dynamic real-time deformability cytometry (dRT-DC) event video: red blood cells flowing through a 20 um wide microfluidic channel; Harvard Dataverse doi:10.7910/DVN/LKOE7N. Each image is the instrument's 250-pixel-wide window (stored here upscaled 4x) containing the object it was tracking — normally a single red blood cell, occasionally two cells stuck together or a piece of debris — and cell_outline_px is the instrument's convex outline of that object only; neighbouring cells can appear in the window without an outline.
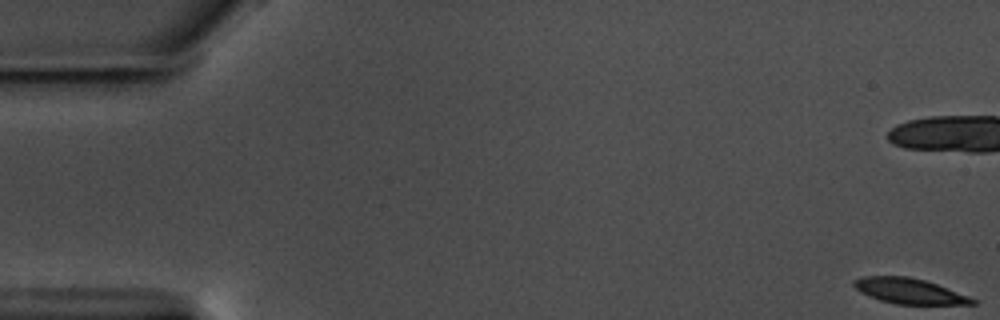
{"species": "common noctule bat (a hibernating species)", "species_latin": "Nyctalus noctula", "temperature_condition": "warm", "stored_images_in_passage": 23, "camera_frame_rate_fps": 3000, "um_per_image_px": 0.085, "animal": {"sex": "male", "body_mass_g": 17.5, "forearm_length_mm": 52.3}, "frame": {"image": 1, "passage_image": 1, "time_ms": 0.0, "image_size_px": [1000, 320], "cell_outline_px": [[976, 304], [896, 304], [880, 300], [860, 292], [852, 284], [852, 280], [864, 276], [908, 276], [924, 280], [948, 288], [968, 296], [976, 300]], "centroid_in_image_um": [77.26, 24.73], "position_along_channel_um": 7.7, "area_um2": 17.4}}